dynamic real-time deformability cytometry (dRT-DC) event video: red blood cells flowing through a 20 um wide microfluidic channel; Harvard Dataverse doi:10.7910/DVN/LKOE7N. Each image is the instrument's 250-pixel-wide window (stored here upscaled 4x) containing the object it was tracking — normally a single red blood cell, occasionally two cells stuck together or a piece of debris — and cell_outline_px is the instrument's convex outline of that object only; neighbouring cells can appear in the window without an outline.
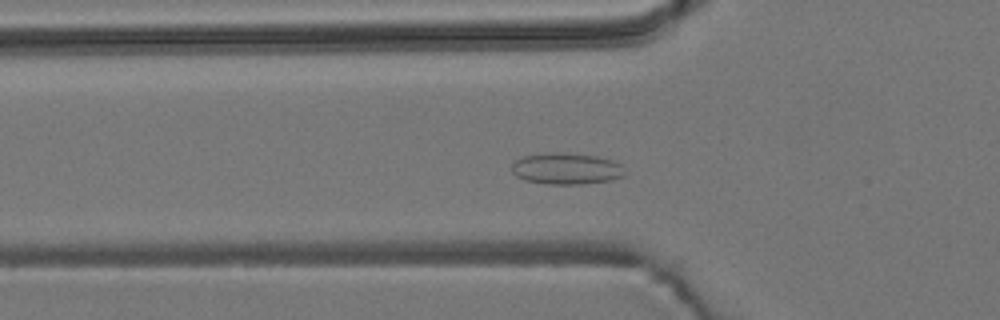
{"species": "common noctule bat (a hibernating species)", "species_latin": "Nyctalus noctula", "temperature_condition": "room temperature", "stored_images_in_passage": 50, "camera_frame_rate_fps": 3000, "um_per_image_px": 0.085, "animal": {"sex": "male", "body_mass_g": 19.2, "forearm_length_mm": 51.8}, "frame": {"image": 1, "passage_image": 14, "time_ms": 4.333, "image_size_px": [1000, 320], "cell_outline_px": [[624, 176], [612, 180], [580, 184], [548, 184], [524, 180], [516, 176], [512, 172], [512, 164], [516, 160], [524, 156], [560, 152], [596, 156], [612, 160], [620, 164]], "centroid_in_image_um": [48.12, 14.34], "position_along_channel_um": 77.7, "area_um2": 20.46}}
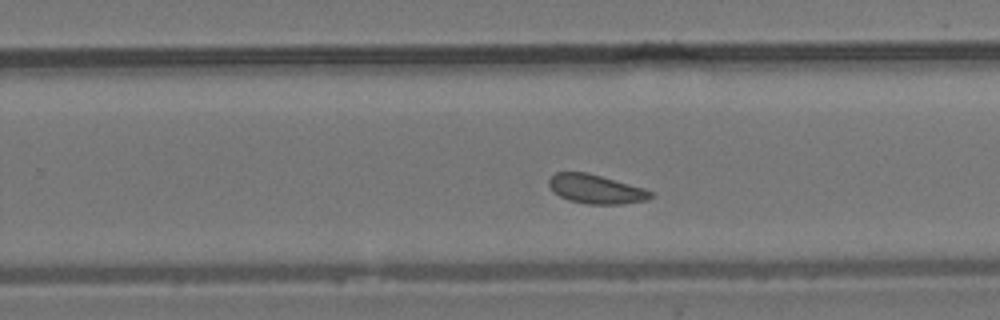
{"frame": {"image": 2, "passage_image": 30, "time_ms": 9.667, "image_size_px": [1000, 320], "cell_outline_px": [[652, 196], [648, 200], [624, 204], [588, 204], [568, 200], [552, 192], [548, 184], [548, 180], [556, 172], [588, 172], [644, 188], [652, 192]], "centroid_in_image_um": [50.63, 16.07], "position_along_channel_um": 279.2, "area_um2": 17.34}}
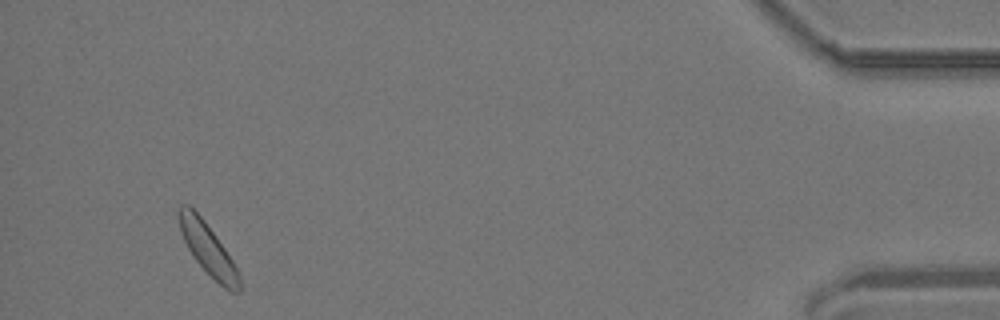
{"frame": {"image": 3, "passage_image": 47, "time_ms": 15.333, "image_size_px": [1000, 320], "cell_outline_px": [[240, 292], [232, 292], [224, 288], [192, 256], [180, 232], [176, 212], [180, 204], [188, 204], [204, 220], [224, 248], [232, 260], [240, 276]], "centroid_in_image_um": [17.63, 21.12], "position_along_channel_um": 417.6, "area_um2": 17.8}, "authors_computed_cell_mechanics": {"area_um2": 17.8602, "velocity_mm_per_s": 3.7699, "shape_relaxation_time_tau1_ms": null, "shape_relaxation_time_tau2_ms": 2.927, "deformation_change_tau1": null, "deformation_change_tau2": 0.0931}}